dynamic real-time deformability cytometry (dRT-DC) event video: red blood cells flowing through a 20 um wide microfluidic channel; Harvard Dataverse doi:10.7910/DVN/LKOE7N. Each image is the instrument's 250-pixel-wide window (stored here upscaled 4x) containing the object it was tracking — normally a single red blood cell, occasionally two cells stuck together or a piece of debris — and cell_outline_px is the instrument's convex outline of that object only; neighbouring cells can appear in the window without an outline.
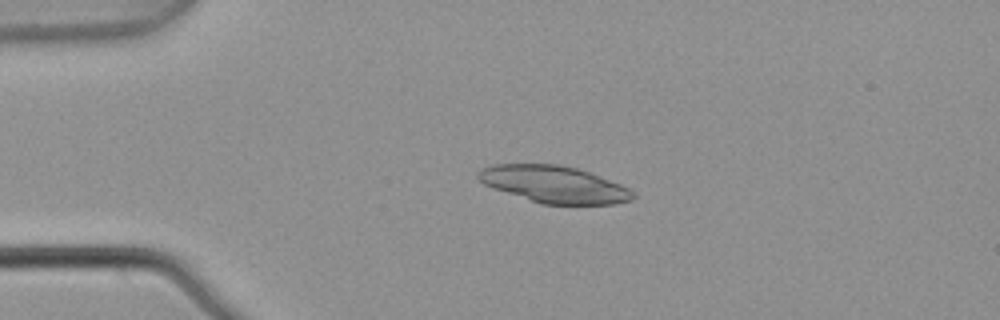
{"species": "common noctule bat (a hibernating species)", "species_latin": "Nyctalus noctula", "temperature_condition": "warm", "stored_images_in_passage": 4, "camera_frame_rate_fps": 3000, "um_per_image_px": 0.085, "animal": {"sex": "male", "body_mass_g": 21.5, "forearm_length_mm": 52.0}, "frame": {"image": 1, "passage_image": 3, "time_ms": 0.667, "image_size_px": [1000, 320], "cell_outline_px": [[636, 196], [632, 200], [616, 204], [540, 204], [492, 188], [484, 184], [476, 176], [484, 168], [492, 164], [560, 164], [576, 168], [588, 172], [620, 184], [628, 188]], "centroid_in_image_um": [47.09, 15.68], "position_along_channel_um": 37.9, "area_um2": 33.18}}